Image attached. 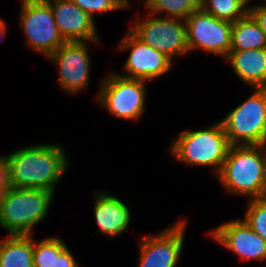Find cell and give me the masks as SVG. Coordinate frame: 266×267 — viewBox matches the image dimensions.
<instances>
[{"instance_id":"cell-1","label":"cell","mask_w":266,"mask_h":267,"mask_svg":"<svg viewBox=\"0 0 266 267\" xmlns=\"http://www.w3.org/2000/svg\"><path fill=\"white\" fill-rule=\"evenodd\" d=\"M8 165L9 185L54 192L69 166L63 147L39 144L18 149L4 156Z\"/></svg>"},{"instance_id":"cell-2","label":"cell","mask_w":266,"mask_h":267,"mask_svg":"<svg viewBox=\"0 0 266 267\" xmlns=\"http://www.w3.org/2000/svg\"><path fill=\"white\" fill-rule=\"evenodd\" d=\"M266 168V145L230 146L218 179L226 192L260 197Z\"/></svg>"},{"instance_id":"cell-3","label":"cell","mask_w":266,"mask_h":267,"mask_svg":"<svg viewBox=\"0 0 266 267\" xmlns=\"http://www.w3.org/2000/svg\"><path fill=\"white\" fill-rule=\"evenodd\" d=\"M54 192L10 187L0 197V226L9 235H32L34 225L48 214Z\"/></svg>"},{"instance_id":"cell-4","label":"cell","mask_w":266,"mask_h":267,"mask_svg":"<svg viewBox=\"0 0 266 267\" xmlns=\"http://www.w3.org/2000/svg\"><path fill=\"white\" fill-rule=\"evenodd\" d=\"M230 143L220 121L212 126L193 131H181L171 146L174 157L187 165L213 166L219 174Z\"/></svg>"},{"instance_id":"cell-5","label":"cell","mask_w":266,"mask_h":267,"mask_svg":"<svg viewBox=\"0 0 266 267\" xmlns=\"http://www.w3.org/2000/svg\"><path fill=\"white\" fill-rule=\"evenodd\" d=\"M254 90L220 120L231 146L266 145V88Z\"/></svg>"},{"instance_id":"cell-6","label":"cell","mask_w":266,"mask_h":267,"mask_svg":"<svg viewBox=\"0 0 266 267\" xmlns=\"http://www.w3.org/2000/svg\"><path fill=\"white\" fill-rule=\"evenodd\" d=\"M20 8V27L29 48L48 57L66 42L46 0H21Z\"/></svg>"},{"instance_id":"cell-7","label":"cell","mask_w":266,"mask_h":267,"mask_svg":"<svg viewBox=\"0 0 266 267\" xmlns=\"http://www.w3.org/2000/svg\"><path fill=\"white\" fill-rule=\"evenodd\" d=\"M145 82L110 73L100 86L98 103L118 118L136 120L145 110Z\"/></svg>"},{"instance_id":"cell-8","label":"cell","mask_w":266,"mask_h":267,"mask_svg":"<svg viewBox=\"0 0 266 267\" xmlns=\"http://www.w3.org/2000/svg\"><path fill=\"white\" fill-rule=\"evenodd\" d=\"M130 31L143 43L165 54L169 59L189 52L186 21L157 17L150 14L145 20L137 19Z\"/></svg>"},{"instance_id":"cell-9","label":"cell","mask_w":266,"mask_h":267,"mask_svg":"<svg viewBox=\"0 0 266 267\" xmlns=\"http://www.w3.org/2000/svg\"><path fill=\"white\" fill-rule=\"evenodd\" d=\"M185 21L189 51L203 49L226 59L231 48L233 22L218 19L201 8L191 13Z\"/></svg>"},{"instance_id":"cell-10","label":"cell","mask_w":266,"mask_h":267,"mask_svg":"<svg viewBox=\"0 0 266 267\" xmlns=\"http://www.w3.org/2000/svg\"><path fill=\"white\" fill-rule=\"evenodd\" d=\"M59 67V85L70 94L87 89L90 57L86 41L65 42L47 57Z\"/></svg>"},{"instance_id":"cell-11","label":"cell","mask_w":266,"mask_h":267,"mask_svg":"<svg viewBox=\"0 0 266 267\" xmlns=\"http://www.w3.org/2000/svg\"><path fill=\"white\" fill-rule=\"evenodd\" d=\"M186 224V220H181L159 234L143 237L139 245V267H176Z\"/></svg>"},{"instance_id":"cell-12","label":"cell","mask_w":266,"mask_h":267,"mask_svg":"<svg viewBox=\"0 0 266 267\" xmlns=\"http://www.w3.org/2000/svg\"><path fill=\"white\" fill-rule=\"evenodd\" d=\"M118 49L131 52L126 60V74H118L130 79L151 80L165 74L172 68V60L165 54L140 41L131 31L121 39Z\"/></svg>"},{"instance_id":"cell-13","label":"cell","mask_w":266,"mask_h":267,"mask_svg":"<svg viewBox=\"0 0 266 267\" xmlns=\"http://www.w3.org/2000/svg\"><path fill=\"white\" fill-rule=\"evenodd\" d=\"M208 233L242 260H266V240L253 231L244 219L225 222Z\"/></svg>"},{"instance_id":"cell-14","label":"cell","mask_w":266,"mask_h":267,"mask_svg":"<svg viewBox=\"0 0 266 267\" xmlns=\"http://www.w3.org/2000/svg\"><path fill=\"white\" fill-rule=\"evenodd\" d=\"M50 5L60 35L66 42H99L94 18L71 0H46Z\"/></svg>"},{"instance_id":"cell-15","label":"cell","mask_w":266,"mask_h":267,"mask_svg":"<svg viewBox=\"0 0 266 267\" xmlns=\"http://www.w3.org/2000/svg\"><path fill=\"white\" fill-rule=\"evenodd\" d=\"M94 215L99 232L110 237L124 232L131 220V212L126 204L107 192H95Z\"/></svg>"},{"instance_id":"cell-16","label":"cell","mask_w":266,"mask_h":267,"mask_svg":"<svg viewBox=\"0 0 266 267\" xmlns=\"http://www.w3.org/2000/svg\"><path fill=\"white\" fill-rule=\"evenodd\" d=\"M226 59L234 73L248 86L266 88V48L230 50Z\"/></svg>"},{"instance_id":"cell-17","label":"cell","mask_w":266,"mask_h":267,"mask_svg":"<svg viewBox=\"0 0 266 267\" xmlns=\"http://www.w3.org/2000/svg\"><path fill=\"white\" fill-rule=\"evenodd\" d=\"M0 267H34L31 235H8L0 242Z\"/></svg>"},{"instance_id":"cell-18","label":"cell","mask_w":266,"mask_h":267,"mask_svg":"<svg viewBox=\"0 0 266 267\" xmlns=\"http://www.w3.org/2000/svg\"><path fill=\"white\" fill-rule=\"evenodd\" d=\"M265 48L266 34L249 13L245 17L233 22L230 50Z\"/></svg>"},{"instance_id":"cell-19","label":"cell","mask_w":266,"mask_h":267,"mask_svg":"<svg viewBox=\"0 0 266 267\" xmlns=\"http://www.w3.org/2000/svg\"><path fill=\"white\" fill-rule=\"evenodd\" d=\"M246 0H201L200 8L218 19L236 22L249 13Z\"/></svg>"},{"instance_id":"cell-20","label":"cell","mask_w":266,"mask_h":267,"mask_svg":"<svg viewBox=\"0 0 266 267\" xmlns=\"http://www.w3.org/2000/svg\"><path fill=\"white\" fill-rule=\"evenodd\" d=\"M145 6L151 15L164 12L165 18L186 20L194 11L200 8L198 0H145Z\"/></svg>"},{"instance_id":"cell-21","label":"cell","mask_w":266,"mask_h":267,"mask_svg":"<svg viewBox=\"0 0 266 267\" xmlns=\"http://www.w3.org/2000/svg\"><path fill=\"white\" fill-rule=\"evenodd\" d=\"M247 205L244 221L266 240V202L259 198L250 199Z\"/></svg>"},{"instance_id":"cell-22","label":"cell","mask_w":266,"mask_h":267,"mask_svg":"<svg viewBox=\"0 0 266 267\" xmlns=\"http://www.w3.org/2000/svg\"><path fill=\"white\" fill-rule=\"evenodd\" d=\"M81 10L94 18L97 12L125 9L129 7V0H71Z\"/></svg>"},{"instance_id":"cell-23","label":"cell","mask_w":266,"mask_h":267,"mask_svg":"<svg viewBox=\"0 0 266 267\" xmlns=\"http://www.w3.org/2000/svg\"><path fill=\"white\" fill-rule=\"evenodd\" d=\"M54 263V237L41 241L33 239V266L52 267Z\"/></svg>"},{"instance_id":"cell-24","label":"cell","mask_w":266,"mask_h":267,"mask_svg":"<svg viewBox=\"0 0 266 267\" xmlns=\"http://www.w3.org/2000/svg\"><path fill=\"white\" fill-rule=\"evenodd\" d=\"M52 267H80L68 246L58 237H54V263Z\"/></svg>"},{"instance_id":"cell-25","label":"cell","mask_w":266,"mask_h":267,"mask_svg":"<svg viewBox=\"0 0 266 267\" xmlns=\"http://www.w3.org/2000/svg\"><path fill=\"white\" fill-rule=\"evenodd\" d=\"M248 8L249 14L266 34V3L264 5L249 6Z\"/></svg>"},{"instance_id":"cell-26","label":"cell","mask_w":266,"mask_h":267,"mask_svg":"<svg viewBox=\"0 0 266 267\" xmlns=\"http://www.w3.org/2000/svg\"><path fill=\"white\" fill-rule=\"evenodd\" d=\"M8 165L4 156L0 157V197L9 190Z\"/></svg>"},{"instance_id":"cell-27","label":"cell","mask_w":266,"mask_h":267,"mask_svg":"<svg viewBox=\"0 0 266 267\" xmlns=\"http://www.w3.org/2000/svg\"><path fill=\"white\" fill-rule=\"evenodd\" d=\"M259 199L266 202V168H265L262 190H261Z\"/></svg>"}]
</instances>
